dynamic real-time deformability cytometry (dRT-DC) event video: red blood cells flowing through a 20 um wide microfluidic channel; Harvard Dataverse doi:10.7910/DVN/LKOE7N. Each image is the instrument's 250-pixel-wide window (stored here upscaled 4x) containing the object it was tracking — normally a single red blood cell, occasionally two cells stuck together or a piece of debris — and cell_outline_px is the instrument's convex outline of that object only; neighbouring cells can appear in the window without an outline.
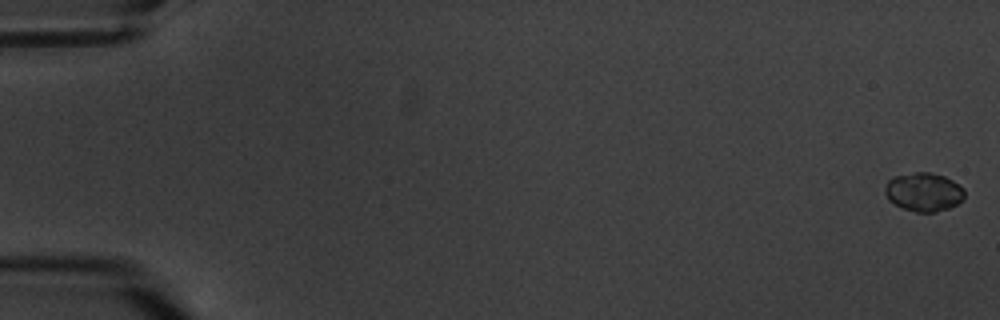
{"species": "common noctule bat (a hibernating species)", "species_latin": "Nyctalus noctula", "temperature_condition": "warm", "stored_images_in_passage": 14, "camera_frame_rate_fps": 3000, "um_per_image_px": 0.085, "animal": {"sex": "male", "body_mass_g": 20.1, "forearm_length_mm": 53.5}, "frame": {"image": 1, "passage_image": 1, "time_ms": 0.0, "image_size_px": [1000, 320], "cell_outline_px": [[964, 200], [948, 208], [936, 212], [916, 212], [904, 208], [888, 200], [884, 192], [884, 188], [888, 180], [896, 176], [916, 172], [932, 172], [944, 176], [960, 184], [964, 188]], "centroid_in_image_um": [78.53, 16.31], "position_along_channel_um": 6.5, "area_um2": 17.98}}
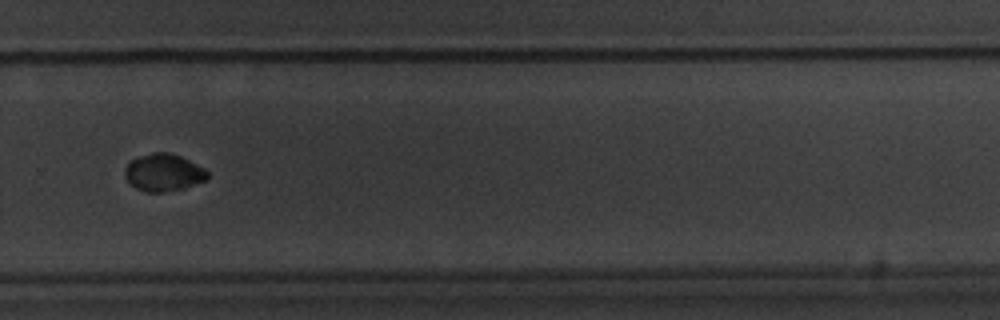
{"frame": {"image": 2, "passage_image": 12, "time_ms": 14.0, "image_size_px": [1000, 320], "cell_outline_px": [[208, 180], [184, 188], [164, 192], [148, 192], [136, 188], [124, 176], [124, 168], [128, 160], [152, 152], [168, 152], [180, 156], [204, 168], [208, 172]], "centroid_in_image_um": [13.88, 14.66], "position_along_channel_um": 315.9, "area_um2": 18.09}}
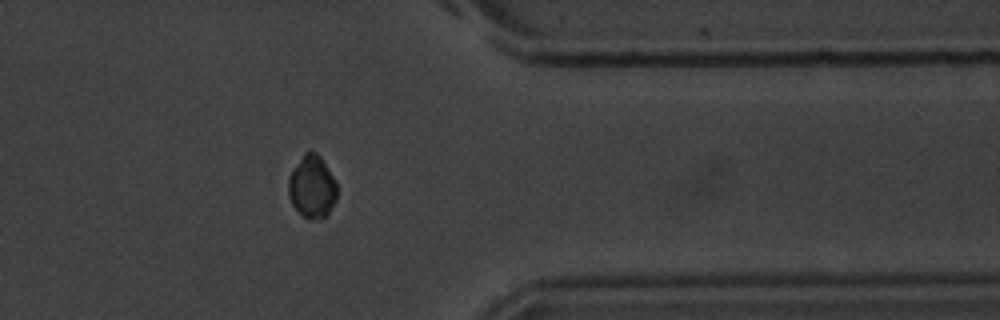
{"frame": {"image": 3, "passage_image": 14, "time_ms": 16.333, "image_size_px": [1000, 320], "cell_outline_px": [[336, 200], [328, 212], [320, 220], [308, 220], [292, 204], [288, 196], [288, 176], [292, 168], [304, 152], [316, 152], [320, 156], [336, 180]], "centroid_in_image_um": [26.5, 15.87], "position_along_channel_um": 384.9, "area_um2": 17.86}, "authors_computed_cell_mechanics": {"area_um2": 18.0336, "velocity_mm_per_s": 3.3781, "shape_relaxation_time_tau1_ms": 2.6892, "shape_relaxation_time_tau2_ms": null, "deformation_change_tau1": 0.0904, "deformation_change_tau2": null}}